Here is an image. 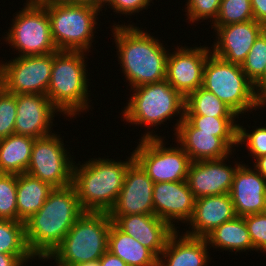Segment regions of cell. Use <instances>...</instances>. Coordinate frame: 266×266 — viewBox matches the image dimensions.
Returning a JSON list of instances; mask_svg holds the SVG:
<instances>
[{"label":"cell","instance_id":"cell-1","mask_svg":"<svg viewBox=\"0 0 266 266\" xmlns=\"http://www.w3.org/2000/svg\"><path fill=\"white\" fill-rule=\"evenodd\" d=\"M111 29L122 68L130 89L165 80L169 49L158 38L136 24H115ZM136 25V26H135ZM168 49V50H166Z\"/></svg>","mask_w":266,"mask_h":266},{"label":"cell","instance_id":"cell-2","mask_svg":"<svg viewBox=\"0 0 266 266\" xmlns=\"http://www.w3.org/2000/svg\"><path fill=\"white\" fill-rule=\"evenodd\" d=\"M83 213L73 185L54 188L44 205L25 222L27 245L34 257L45 261Z\"/></svg>","mask_w":266,"mask_h":266},{"label":"cell","instance_id":"cell-3","mask_svg":"<svg viewBox=\"0 0 266 266\" xmlns=\"http://www.w3.org/2000/svg\"><path fill=\"white\" fill-rule=\"evenodd\" d=\"M133 161L132 153L125 161L95 157L82 165L74 162L72 185L82 210L109 213L124 184L127 168Z\"/></svg>","mask_w":266,"mask_h":266},{"label":"cell","instance_id":"cell-4","mask_svg":"<svg viewBox=\"0 0 266 266\" xmlns=\"http://www.w3.org/2000/svg\"><path fill=\"white\" fill-rule=\"evenodd\" d=\"M131 91L133 94H130L127 106L121 111L122 118L129 124L147 127V132H144L141 139L161 138L162 136L156 134V131L150 127L159 128L158 126L161 127L164 122L172 120L175 116L179 117L175 119L176 132L178 125L184 119L185 98L166 80L134 87Z\"/></svg>","mask_w":266,"mask_h":266},{"label":"cell","instance_id":"cell-5","mask_svg":"<svg viewBox=\"0 0 266 266\" xmlns=\"http://www.w3.org/2000/svg\"><path fill=\"white\" fill-rule=\"evenodd\" d=\"M86 53V54H85ZM83 51H57L53 52V66L47 96L52 104L65 115L76 116L91 109L88 90L90 82L86 56ZM89 94V95H88ZM75 116V117H74Z\"/></svg>","mask_w":266,"mask_h":266},{"label":"cell","instance_id":"cell-6","mask_svg":"<svg viewBox=\"0 0 266 266\" xmlns=\"http://www.w3.org/2000/svg\"><path fill=\"white\" fill-rule=\"evenodd\" d=\"M112 220L106 212H84L46 261L55 265L77 266L99 260L108 250Z\"/></svg>","mask_w":266,"mask_h":266},{"label":"cell","instance_id":"cell-7","mask_svg":"<svg viewBox=\"0 0 266 266\" xmlns=\"http://www.w3.org/2000/svg\"><path fill=\"white\" fill-rule=\"evenodd\" d=\"M202 87L215 94L238 116L263 107L262 98L241 65L226 62L213 53L206 60Z\"/></svg>","mask_w":266,"mask_h":266},{"label":"cell","instance_id":"cell-8","mask_svg":"<svg viewBox=\"0 0 266 266\" xmlns=\"http://www.w3.org/2000/svg\"><path fill=\"white\" fill-rule=\"evenodd\" d=\"M47 10L51 34L58 51L89 53L94 42L100 10L95 7L68 4L61 0L41 3Z\"/></svg>","mask_w":266,"mask_h":266},{"label":"cell","instance_id":"cell-9","mask_svg":"<svg viewBox=\"0 0 266 266\" xmlns=\"http://www.w3.org/2000/svg\"><path fill=\"white\" fill-rule=\"evenodd\" d=\"M23 6L22 11L13 15L11 28L5 32L6 44L15 48L19 57L57 52L46 8L41 3L28 1Z\"/></svg>","mask_w":266,"mask_h":266},{"label":"cell","instance_id":"cell-10","mask_svg":"<svg viewBox=\"0 0 266 266\" xmlns=\"http://www.w3.org/2000/svg\"><path fill=\"white\" fill-rule=\"evenodd\" d=\"M165 137L138 139L134 160L154 183L186 181L189 155L178 145L166 147Z\"/></svg>","mask_w":266,"mask_h":266},{"label":"cell","instance_id":"cell-11","mask_svg":"<svg viewBox=\"0 0 266 266\" xmlns=\"http://www.w3.org/2000/svg\"><path fill=\"white\" fill-rule=\"evenodd\" d=\"M64 146L62 137L55 132L36 138L26 173L49 183L53 188L72 185L75 157Z\"/></svg>","mask_w":266,"mask_h":266},{"label":"cell","instance_id":"cell-12","mask_svg":"<svg viewBox=\"0 0 266 266\" xmlns=\"http://www.w3.org/2000/svg\"><path fill=\"white\" fill-rule=\"evenodd\" d=\"M52 66L53 52L46 55H17L8 62L0 61V84L16 95H47Z\"/></svg>","mask_w":266,"mask_h":266},{"label":"cell","instance_id":"cell-13","mask_svg":"<svg viewBox=\"0 0 266 266\" xmlns=\"http://www.w3.org/2000/svg\"><path fill=\"white\" fill-rule=\"evenodd\" d=\"M180 47V48H179ZM166 63L165 80L184 98L202 87L204 67L212 53L210 46L182 47L170 50Z\"/></svg>","mask_w":266,"mask_h":266},{"label":"cell","instance_id":"cell-14","mask_svg":"<svg viewBox=\"0 0 266 266\" xmlns=\"http://www.w3.org/2000/svg\"><path fill=\"white\" fill-rule=\"evenodd\" d=\"M230 156L217 160L191 162L186 182L196 199L230 193L235 172L242 164L227 165Z\"/></svg>","mask_w":266,"mask_h":266},{"label":"cell","instance_id":"cell-15","mask_svg":"<svg viewBox=\"0 0 266 266\" xmlns=\"http://www.w3.org/2000/svg\"><path fill=\"white\" fill-rule=\"evenodd\" d=\"M211 28L217 33H214L216 39L211 47L212 53L226 62L241 65L266 26L251 20Z\"/></svg>","mask_w":266,"mask_h":266},{"label":"cell","instance_id":"cell-16","mask_svg":"<svg viewBox=\"0 0 266 266\" xmlns=\"http://www.w3.org/2000/svg\"><path fill=\"white\" fill-rule=\"evenodd\" d=\"M153 186L154 182L134 160L127 168L124 184L109 216L154 215Z\"/></svg>","mask_w":266,"mask_h":266},{"label":"cell","instance_id":"cell-17","mask_svg":"<svg viewBox=\"0 0 266 266\" xmlns=\"http://www.w3.org/2000/svg\"><path fill=\"white\" fill-rule=\"evenodd\" d=\"M16 106L15 134L35 139L52 134L51 128L54 125L55 113L59 115L60 111L47 95H16Z\"/></svg>","mask_w":266,"mask_h":266},{"label":"cell","instance_id":"cell-18","mask_svg":"<svg viewBox=\"0 0 266 266\" xmlns=\"http://www.w3.org/2000/svg\"><path fill=\"white\" fill-rule=\"evenodd\" d=\"M195 199L186 181L154 183V215L167 222L174 230H179L175 226L179 221H190Z\"/></svg>","mask_w":266,"mask_h":266},{"label":"cell","instance_id":"cell-19","mask_svg":"<svg viewBox=\"0 0 266 266\" xmlns=\"http://www.w3.org/2000/svg\"><path fill=\"white\" fill-rule=\"evenodd\" d=\"M230 196L236 216L266 211V179L249 164H241L234 175Z\"/></svg>","mask_w":266,"mask_h":266},{"label":"cell","instance_id":"cell-20","mask_svg":"<svg viewBox=\"0 0 266 266\" xmlns=\"http://www.w3.org/2000/svg\"><path fill=\"white\" fill-rule=\"evenodd\" d=\"M110 219L121 231L138 240L158 258L176 231L167 222L150 214L110 216Z\"/></svg>","mask_w":266,"mask_h":266},{"label":"cell","instance_id":"cell-21","mask_svg":"<svg viewBox=\"0 0 266 266\" xmlns=\"http://www.w3.org/2000/svg\"><path fill=\"white\" fill-rule=\"evenodd\" d=\"M236 217L233 202L229 193L205 196L195 199L192 218L187 223L184 233L191 237L205 238L215 228Z\"/></svg>","mask_w":266,"mask_h":266},{"label":"cell","instance_id":"cell-22","mask_svg":"<svg viewBox=\"0 0 266 266\" xmlns=\"http://www.w3.org/2000/svg\"><path fill=\"white\" fill-rule=\"evenodd\" d=\"M173 135H176L175 143L189 155L192 162L222 159L234 153L222 138L214 136V133L200 132L185 117Z\"/></svg>","mask_w":266,"mask_h":266},{"label":"cell","instance_id":"cell-23","mask_svg":"<svg viewBox=\"0 0 266 266\" xmlns=\"http://www.w3.org/2000/svg\"><path fill=\"white\" fill-rule=\"evenodd\" d=\"M179 233L176 230L168 239L158 258V266H207L212 259L207 240Z\"/></svg>","mask_w":266,"mask_h":266},{"label":"cell","instance_id":"cell-24","mask_svg":"<svg viewBox=\"0 0 266 266\" xmlns=\"http://www.w3.org/2000/svg\"><path fill=\"white\" fill-rule=\"evenodd\" d=\"M108 251L128 266H158V257L150 249L121 231L113 222L108 234Z\"/></svg>","mask_w":266,"mask_h":266},{"label":"cell","instance_id":"cell-25","mask_svg":"<svg viewBox=\"0 0 266 266\" xmlns=\"http://www.w3.org/2000/svg\"><path fill=\"white\" fill-rule=\"evenodd\" d=\"M54 188L28 173L17 175V221L25 223L44 205Z\"/></svg>","mask_w":266,"mask_h":266},{"label":"cell","instance_id":"cell-26","mask_svg":"<svg viewBox=\"0 0 266 266\" xmlns=\"http://www.w3.org/2000/svg\"><path fill=\"white\" fill-rule=\"evenodd\" d=\"M205 239L207 240L209 248L229 250V252H247L254 251L249 232L244 221V217L236 216L234 219L224 222Z\"/></svg>","mask_w":266,"mask_h":266},{"label":"cell","instance_id":"cell-27","mask_svg":"<svg viewBox=\"0 0 266 266\" xmlns=\"http://www.w3.org/2000/svg\"><path fill=\"white\" fill-rule=\"evenodd\" d=\"M35 138L12 134L0 139V173H25L31 158Z\"/></svg>","mask_w":266,"mask_h":266},{"label":"cell","instance_id":"cell-28","mask_svg":"<svg viewBox=\"0 0 266 266\" xmlns=\"http://www.w3.org/2000/svg\"><path fill=\"white\" fill-rule=\"evenodd\" d=\"M184 115L239 117L227 104L203 87H199L185 98Z\"/></svg>","mask_w":266,"mask_h":266},{"label":"cell","instance_id":"cell-29","mask_svg":"<svg viewBox=\"0 0 266 266\" xmlns=\"http://www.w3.org/2000/svg\"><path fill=\"white\" fill-rule=\"evenodd\" d=\"M184 117L195 128L199 129L200 132L214 133V136L222 138L234 151V147H238L237 121L240 117H212L204 115H184Z\"/></svg>","mask_w":266,"mask_h":266},{"label":"cell","instance_id":"cell-30","mask_svg":"<svg viewBox=\"0 0 266 266\" xmlns=\"http://www.w3.org/2000/svg\"><path fill=\"white\" fill-rule=\"evenodd\" d=\"M0 253L33 255L27 245L25 223L0 219Z\"/></svg>","mask_w":266,"mask_h":266},{"label":"cell","instance_id":"cell-31","mask_svg":"<svg viewBox=\"0 0 266 266\" xmlns=\"http://www.w3.org/2000/svg\"><path fill=\"white\" fill-rule=\"evenodd\" d=\"M254 20L251 0H221L217 19L211 26Z\"/></svg>","mask_w":266,"mask_h":266},{"label":"cell","instance_id":"cell-32","mask_svg":"<svg viewBox=\"0 0 266 266\" xmlns=\"http://www.w3.org/2000/svg\"><path fill=\"white\" fill-rule=\"evenodd\" d=\"M0 219L17 221V175L0 173Z\"/></svg>","mask_w":266,"mask_h":266},{"label":"cell","instance_id":"cell-33","mask_svg":"<svg viewBox=\"0 0 266 266\" xmlns=\"http://www.w3.org/2000/svg\"><path fill=\"white\" fill-rule=\"evenodd\" d=\"M246 76L254 83L266 67V31L264 30L251 47L245 61L241 64Z\"/></svg>","mask_w":266,"mask_h":266},{"label":"cell","instance_id":"cell-34","mask_svg":"<svg viewBox=\"0 0 266 266\" xmlns=\"http://www.w3.org/2000/svg\"><path fill=\"white\" fill-rule=\"evenodd\" d=\"M244 126L238 123L237 145L238 147L244 144L248 149V156L255 160L258 157L266 155V124L256 127L253 130H246Z\"/></svg>","mask_w":266,"mask_h":266},{"label":"cell","instance_id":"cell-35","mask_svg":"<svg viewBox=\"0 0 266 266\" xmlns=\"http://www.w3.org/2000/svg\"><path fill=\"white\" fill-rule=\"evenodd\" d=\"M16 94L9 93L0 84V139L15 133Z\"/></svg>","mask_w":266,"mask_h":266},{"label":"cell","instance_id":"cell-36","mask_svg":"<svg viewBox=\"0 0 266 266\" xmlns=\"http://www.w3.org/2000/svg\"><path fill=\"white\" fill-rule=\"evenodd\" d=\"M185 16L188 23H198L200 20L210 19L213 24L217 19L221 0H186Z\"/></svg>","mask_w":266,"mask_h":266},{"label":"cell","instance_id":"cell-37","mask_svg":"<svg viewBox=\"0 0 266 266\" xmlns=\"http://www.w3.org/2000/svg\"><path fill=\"white\" fill-rule=\"evenodd\" d=\"M254 251L266 253V211L244 216Z\"/></svg>","mask_w":266,"mask_h":266},{"label":"cell","instance_id":"cell-38","mask_svg":"<svg viewBox=\"0 0 266 266\" xmlns=\"http://www.w3.org/2000/svg\"><path fill=\"white\" fill-rule=\"evenodd\" d=\"M152 0H112L108 4V8H111L115 14L119 13L121 16H132L138 14L142 10H147L151 6ZM134 13V14H133Z\"/></svg>","mask_w":266,"mask_h":266},{"label":"cell","instance_id":"cell-39","mask_svg":"<svg viewBox=\"0 0 266 266\" xmlns=\"http://www.w3.org/2000/svg\"><path fill=\"white\" fill-rule=\"evenodd\" d=\"M38 260L34 255H9L0 253V266H26L30 260Z\"/></svg>","mask_w":266,"mask_h":266},{"label":"cell","instance_id":"cell-40","mask_svg":"<svg viewBox=\"0 0 266 266\" xmlns=\"http://www.w3.org/2000/svg\"><path fill=\"white\" fill-rule=\"evenodd\" d=\"M254 20L266 26V0H251Z\"/></svg>","mask_w":266,"mask_h":266},{"label":"cell","instance_id":"cell-41","mask_svg":"<svg viewBox=\"0 0 266 266\" xmlns=\"http://www.w3.org/2000/svg\"><path fill=\"white\" fill-rule=\"evenodd\" d=\"M100 266H128L121 258L106 251L99 259Z\"/></svg>","mask_w":266,"mask_h":266},{"label":"cell","instance_id":"cell-42","mask_svg":"<svg viewBox=\"0 0 266 266\" xmlns=\"http://www.w3.org/2000/svg\"><path fill=\"white\" fill-rule=\"evenodd\" d=\"M257 94L262 98L266 97V67L263 74L253 83Z\"/></svg>","mask_w":266,"mask_h":266},{"label":"cell","instance_id":"cell-43","mask_svg":"<svg viewBox=\"0 0 266 266\" xmlns=\"http://www.w3.org/2000/svg\"><path fill=\"white\" fill-rule=\"evenodd\" d=\"M253 167L266 179V155L256 158Z\"/></svg>","mask_w":266,"mask_h":266},{"label":"cell","instance_id":"cell-44","mask_svg":"<svg viewBox=\"0 0 266 266\" xmlns=\"http://www.w3.org/2000/svg\"><path fill=\"white\" fill-rule=\"evenodd\" d=\"M68 4L83 5L97 8V0H61Z\"/></svg>","mask_w":266,"mask_h":266},{"label":"cell","instance_id":"cell-45","mask_svg":"<svg viewBox=\"0 0 266 266\" xmlns=\"http://www.w3.org/2000/svg\"><path fill=\"white\" fill-rule=\"evenodd\" d=\"M112 0H97V9H99L100 11H102L103 7H107V5L111 2Z\"/></svg>","mask_w":266,"mask_h":266},{"label":"cell","instance_id":"cell-46","mask_svg":"<svg viewBox=\"0 0 266 266\" xmlns=\"http://www.w3.org/2000/svg\"><path fill=\"white\" fill-rule=\"evenodd\" d=\"M77 266H100V262L99 260H94V261L78 264Z\"/></svg>","mask_w":266,"mask_h":266},{"label":"cell","instance_id":"cell-47","mask_svg":"<svg viewBox=\"0 0 266 266\" xmlns=\"http://www.w3.org/2000/svg\"><path fill=\"white\" fill-rule=\"evenodd\" d=\"M26 1L32 2V3H43V2L52 1V0H26Z\"/></svg>","mask_w":266,"mask_h":266},{"label":"cell","instance_id":"cell-48","mask_svg":"<svg viewBox=\"0 0 266 266\" xmlns=\"http://www.w3.org/2000/svg\"><path fill=\"white\" fill-rule=\"evenodd\" d=\"M266 106V97L263 99V109Z\"/></svg>","mask_w":266,"mask_h":266}]
</instances>
